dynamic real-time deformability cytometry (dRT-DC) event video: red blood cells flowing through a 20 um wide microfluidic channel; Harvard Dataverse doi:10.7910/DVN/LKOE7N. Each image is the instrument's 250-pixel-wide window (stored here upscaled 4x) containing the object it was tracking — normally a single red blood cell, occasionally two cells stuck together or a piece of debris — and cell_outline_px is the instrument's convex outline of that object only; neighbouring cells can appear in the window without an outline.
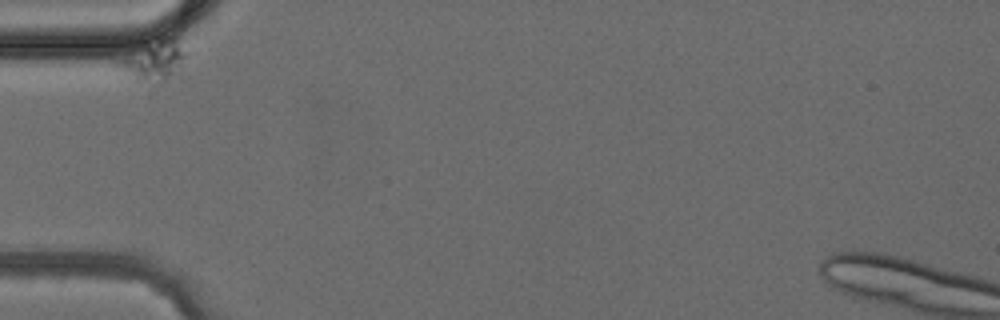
{"species": "common noctule bat (a hibernating species)", "species_latin": "Nyctalus noctula", "temperature_condition": "cold", "stored_images_in_passage": 6, "camera_frame_rate_fps": 3000, "um_per_image_px": 0.085, "animal": {"sex": "female", "body_mass_g": 24.6, "forearm_length_mm": 56.2}, "frame": {"image": 1, "passage_image": 1, "time_ms": 0.0, "image_size_px": [1000, 320], "cell_outline_px": [[196, 52], [164, 80], [140, 80], [132, 76], [112, 60], [144, 44], [172, 32]], "centroid_in_image_um": [13.26, 4.95], "position_along_channel_um": 71.7, "area_um2": 16.47}}
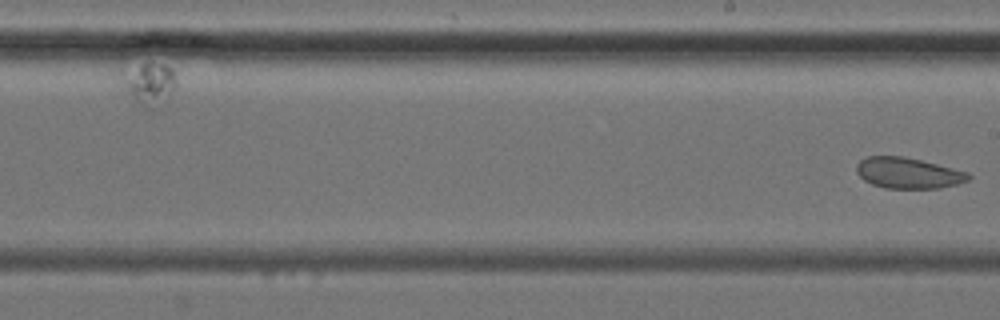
{"frame": {"image": 2, "passage_image": 6, "time_ms": 7.333, "image_size_px": [1000, 320], "cell_outline_px": [[972, 176], [968, 180], [956, 184], [940, 188], [884, 188], [872, 184], [864, 180], [856, 172], [856, 164], [860, 160], [868, 156], [904, 156], [968, 172]], "centroid_in_image_um": [77.16, 14.7], "position_along_channel_um": 211.8, "area_um2": 20.06}}